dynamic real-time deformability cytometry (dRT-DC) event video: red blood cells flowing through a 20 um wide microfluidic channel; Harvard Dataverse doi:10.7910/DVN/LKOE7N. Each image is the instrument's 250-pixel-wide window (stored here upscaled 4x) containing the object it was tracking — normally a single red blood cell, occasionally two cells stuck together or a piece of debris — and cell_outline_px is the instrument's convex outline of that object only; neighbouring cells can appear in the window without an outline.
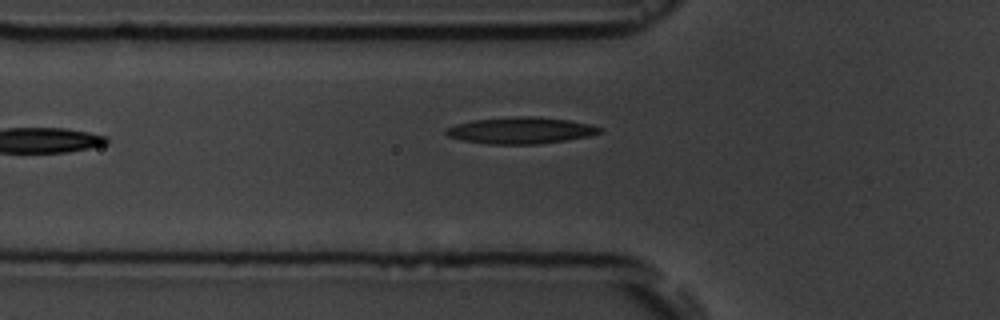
{"species": "common noctule bat (a hibernating species)", "species_latin": "Nyctalus noctula", "temperature_condition": "room temperature", "stored_images_in_passage": 8, "camera_frame_rate_fps": 3000, "um_per_image_px": 0.085, "animal": {"sex": "male", "body_mass_g": 19.5, "forearm_length_mm": 54.6}, "frame": {"image": 1, "passage_image": 7, "time_ms": 6.667, "image_size_px": [1000, 320], "cell_outline_px": [[604, 132], [588, 136], [568, 140], [536, 144], [488, 144], [460, 140], [448, 136], [444, 132], [444, 128], [456, 124], [472, 120], [516, 116], [532, 116], [568, 120], [592, 124], [604, 128]], "centroid_in_image_um": [44.27, 11.09], "position_along_channel_um": 81.5, "area_um2": 24.04}}
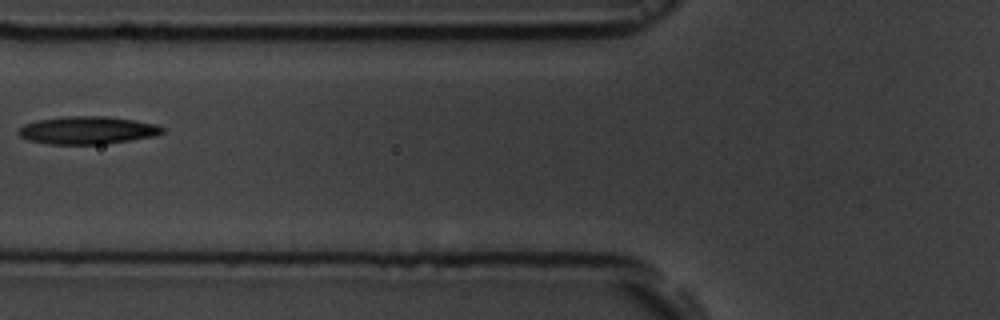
{"frame": {"image": 2, "passage_image": 8, "time_ms": 7.667, "image_size_px": [1000, 320], "cell_outline_px": [[164, 132], [156, 136], [104, 144], [48, 144], [28, 140], [20, 136], [20, 128], [24, 124], [40, 120], [64, 116], [108, 116], [156, 124], [164, 128]], "centroid_in_image_um": [7.46, 11.07], "position_along_channel_um": 118.3, "area_um2": 23.12}}